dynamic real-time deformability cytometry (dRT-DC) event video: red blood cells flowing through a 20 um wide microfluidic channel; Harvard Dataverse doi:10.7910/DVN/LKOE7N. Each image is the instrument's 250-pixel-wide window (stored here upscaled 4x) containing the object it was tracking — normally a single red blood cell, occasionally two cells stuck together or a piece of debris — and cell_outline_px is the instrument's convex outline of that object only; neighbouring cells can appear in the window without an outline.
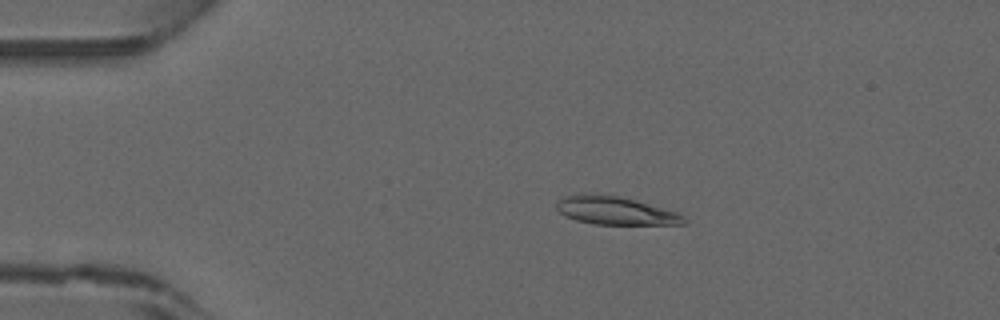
{"species": "common noctule bat (a hibernating species)", "species_latin": "Nyctalus noctula", "temperature_condition": "warm", "stored_images_in_passage": 47, "camera_frame_rate_fps": 3000, "um_per_image_px": 0.085, "animal": {"sex": "male", "forearm_length_mm": 52.5}, "frame": {"image": 1, "passage_image": 10, "time_ms": 3.0, "image_size_px": [1000, 320], "cell_outline_px": [[688, 224], [592, 224], [576, 220], [564, 216], [556, 208], [556, 200], [564, 196], [580, 192], [584, 192], [620, 196], [636, 200], [680, 212], [688, 220]], "centroid_in_image_um": [52.3, 17.88], "position_along_channel_um": 32.7, "area_um2": 21.44}}
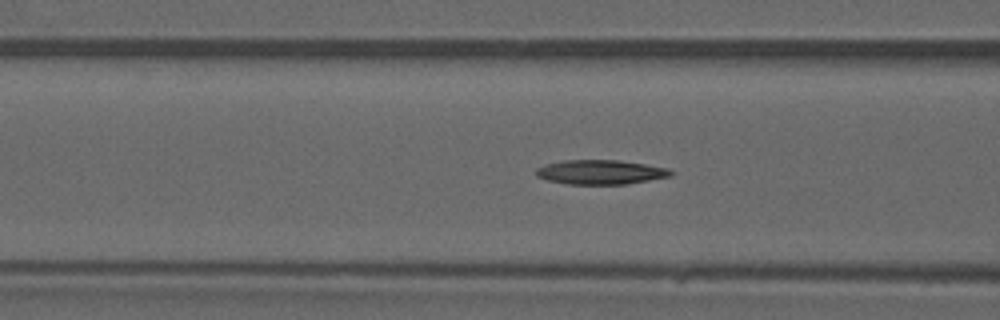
{"frame": {"image": 2, "passage_image": 19, "time_ms": 6.0, "image_size_px": [1000, 320], "cell_outline_px": [[676, 172], [672, 176], [628, 184], [568, 184], [548, 180], [536, 176], [536, 168], [544, 164], [564, 160], [616, 160], [644, 164], [668, 168]], "centroid_in_image_um": [51.07, 14.63], "position_along_channel_um": 115.5, "area_um2": 19.25}}
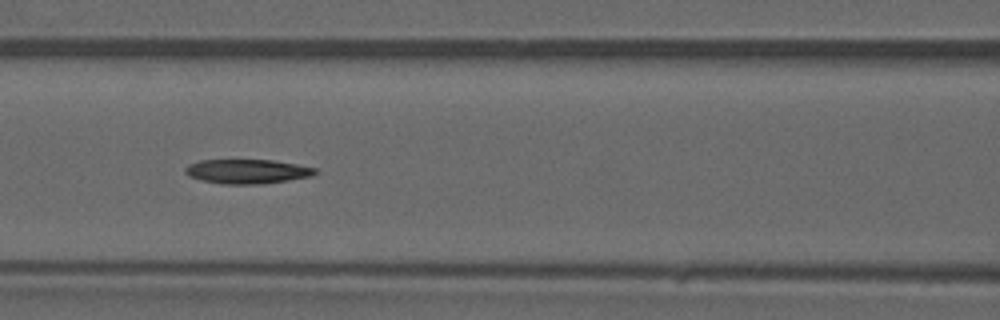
{"frame": {"image": 3, "passage_image": 21, "time_ms": 6.667, "image_size_px": [1000, 320], "cell_outline_px": [[320, 172], [312, 176], [260, 184], [220, 184], [188, 176], [184, 172], [184, 168], [188, 164], [200, 160], [272, 160], [296, 164], [316, 168]], "centroid_in_image_um": [21.0, 14.57], "position_along_channel_um": 145.6, "area_um2": 18.44}}